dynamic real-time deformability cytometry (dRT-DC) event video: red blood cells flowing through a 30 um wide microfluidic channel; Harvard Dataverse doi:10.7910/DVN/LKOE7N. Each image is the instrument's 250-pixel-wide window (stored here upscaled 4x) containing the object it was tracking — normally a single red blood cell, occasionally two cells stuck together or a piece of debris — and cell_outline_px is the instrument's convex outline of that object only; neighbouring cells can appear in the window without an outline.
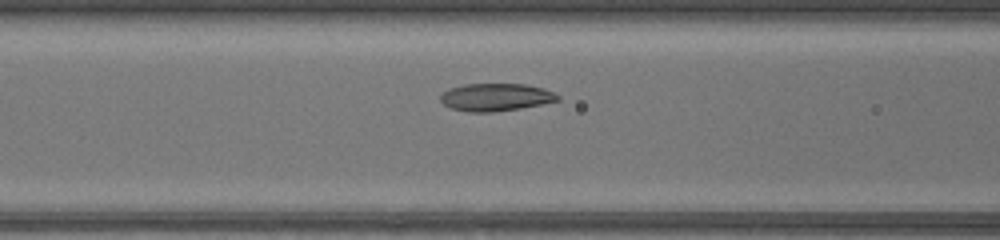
{"species": "common noctule bat (a hibernating species)", "species_latin": "Nyctalus noctula", "temperature_condition": "warm", "stored_images_in_passage": 37, "camera_frame_rate_fps": 3000, "um_per_image_px": 0.085, "animal": {"sex": "female", "body_mass_g": 17.0, "forearm_length_mm": 48.0}, "frame": {"image": 1, "passage_image": 10, "time_ms": 3.0, "image_size_px": [1000, 240], "cell_outline_px": [[560, 100], [520, 108], [492, 112], [468, 112], [452, 108], [444, 104], [440, 100], [440, 96], [448, 88], [464, 84], [524, 84], [544, 88], [560, 96]], "centroid_in_image_um": [42.13, 8.25], "position_along_channel_um": 124.5, "area_um2": 18.79}}
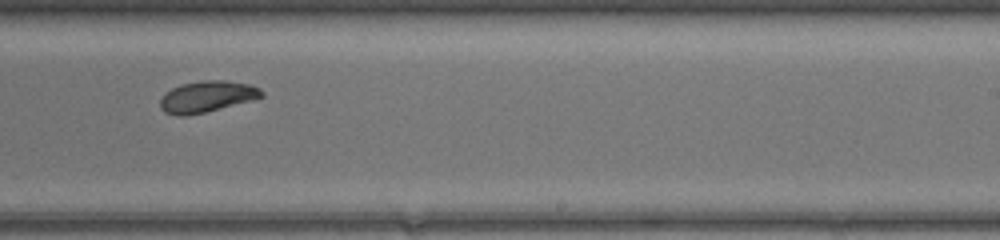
{"frame": {"image": 2, "passage_image": 20, "time_ms": 6.333, "image_size_px": [1000, 240], "cell_outline_px": [[264, 96], [252, 100], [204, 112], [184, 116], [176, 116], [164, 112], [160, 108], [160, 100], [164, 92], [180, 84], [200, 80], [224, 80], [252, 84], [260, 88], [264, 92]], "centroid_in_image_um": [17.58, 8.2], "position_along_channel_um": 271.4, "area_um2": 18.67}}
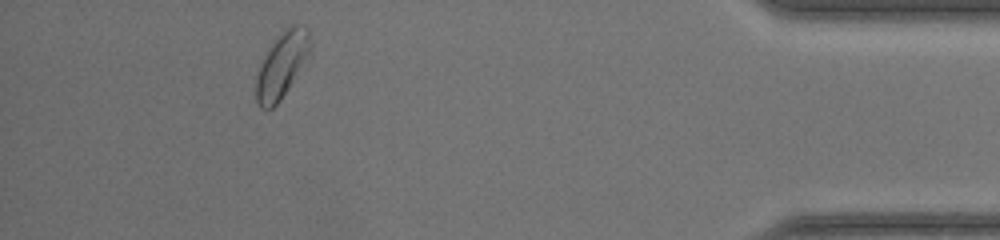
{"frame": {"image": 3, "passage_image": 33, "time_ms": 10.667, "image_size_px": [1000, 240], "cell_outline_px": [[312, 48], [288, 88], [280, 100], [272, 108], [260, 108], [256, 100], [256, 76], [260, 64], [268, 48], [284, 28], [292, 24], [304, 24], [308, 28], [312, 44]], "centroid_in_image_um": [23.96, 5.46], "position_along_channel_um": 411.2, "area_um2": 20.58}}